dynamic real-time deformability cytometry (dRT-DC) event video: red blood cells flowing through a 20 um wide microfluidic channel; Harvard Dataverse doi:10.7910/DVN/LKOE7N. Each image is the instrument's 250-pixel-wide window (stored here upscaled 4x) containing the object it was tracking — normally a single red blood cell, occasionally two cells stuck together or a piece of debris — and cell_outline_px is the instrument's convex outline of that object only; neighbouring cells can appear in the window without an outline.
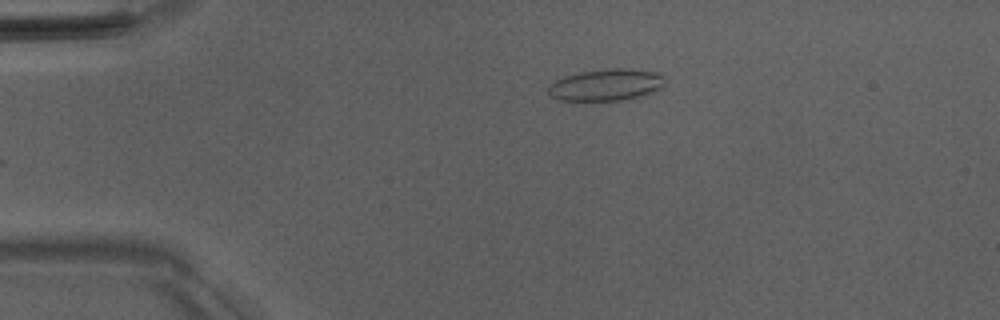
{"species": "Egyptian fruit bat (a non-hibernating species)", "species_latin": "Rousettus aegyptiacus", "temperature_condition": "room temperature", "stored_images_in_passage": 31, "camera_frame_rate_fps": 3000, "um_per_image_px": 0.085, "animal": {"sex": "male"}, "frame": {"image": 1, "passage_image": 1, "time_ms": 0.0, "image_size_px": [1000, 320], "cell_outline_px": [[664, 84], [660, 88], [644, 96], [620, 100], [560, 100], [548, 96], [548, 88], [556, 80], [564, 76], [580, 72], [612, 68], [624, 68], [656, 72], [664, 80]], "centroid_in_image_um": [51.5, 7.22], "position_along_channel_um": 33.5, "area_um2": 21.39}}
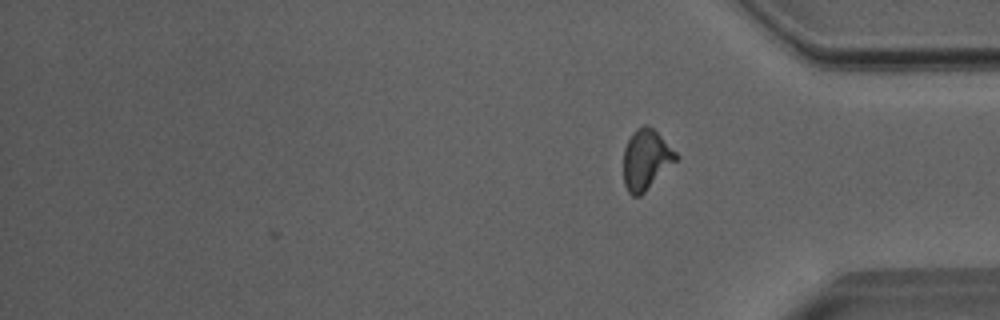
{"frame": {"image": 2, "passage_image": 31, "time_ms": 10.0, "image_size_px": [1000, 320], "cell_outline_px": [[680, 160], [640, 196], [632, 196], [628, 192], [624, 184], [624, 148], [632, 132], [636, 128], [644, 124], [648, 124], [680, 156]], "centroid_in_image_um": [54.94, 13.58], "position_along_channel_um": 380.3, "area_um2": 18.73}, "authors_computed_cell_mechanics": {"area_um2": 18.496, "velocity_mm_per_s": 4.0308, "shape_relaxation_time_tau1_ms": null, "shape_relaxation_time_tau2_ms": 1.7399, "deformation_change_tau1": null, "deformation_change_tau2": 0.0891}}